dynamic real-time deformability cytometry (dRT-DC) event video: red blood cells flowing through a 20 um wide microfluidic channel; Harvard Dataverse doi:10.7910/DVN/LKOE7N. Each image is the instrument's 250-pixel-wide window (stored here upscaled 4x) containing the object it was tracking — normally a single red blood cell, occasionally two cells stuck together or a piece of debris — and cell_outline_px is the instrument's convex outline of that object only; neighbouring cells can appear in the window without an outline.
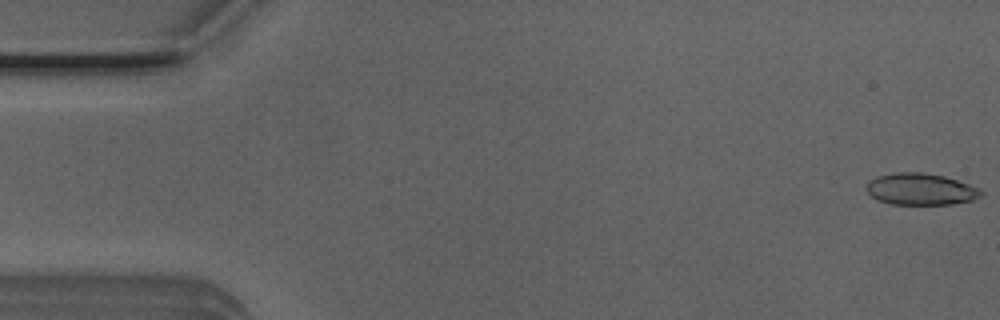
{"species": "Egyptian fruit bat (a non-hibernating species)", "species_latin": "Rousettus aegyptiacus", "temperature_condition": "room temperature", "stored_images_in_passage": 52, "camera_frame_rate_fps": 3000, "um_per_image_px": 0.085, "animal": {"sex": "male"}, "frame": {"image": 1, "passage_image": 1, "time_ms": 0.0, "image_size_px": [1000, 320], "cell_outline_px": [[984, 192], [980, 196], [972, 200], [952, 204], [888, 204], [876, 200], [864, 188], [868, 180], [876, 176], [896, 172], [924, 172], [944, 176], [980, 188]], "centroid_in_image_um": [78.21, 16.07], "position_along_channel_um": 6.8, "area_um2": 21.39}}
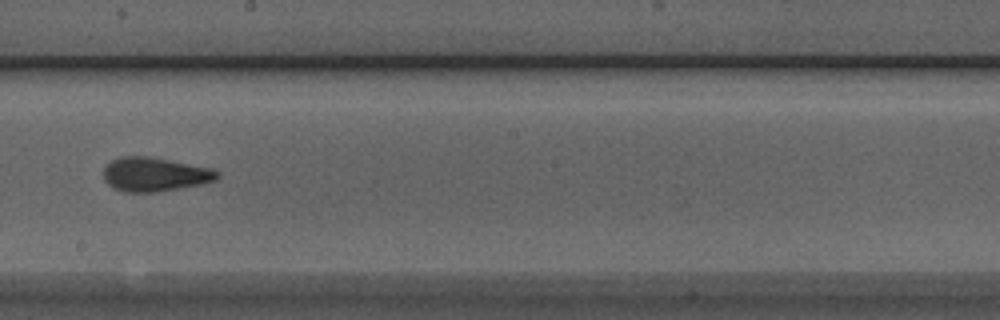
{"frame": {"image": 2, "passage_image": 29, "time_ms": 9.333, "image_size_px": [1000, 320], "cell_outline_px": [[220, 176], [216, 180], [204, 184], [156, 192], [124, 192], [112, 188], [104, 180], [104, 168], [112, 160], [120, 156], [148, 156], [212, 168], [220, 172]], "centroid_in_image_um": [13.17, 14.83], "position_along_channel_um": 235.0, "area_um2": 22.72}}
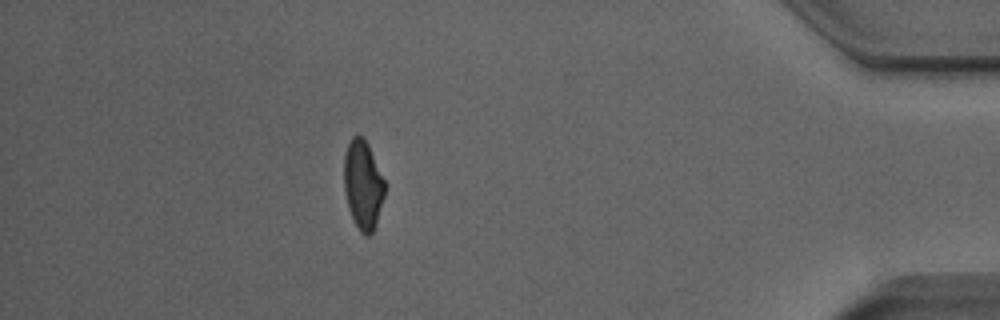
{"frame": {"image": 3, "passage_image": 46, "time_ms": 15.0, "image_size_px": [1000, 320], "cell_outline_px": [[384, 196], [376, 224], [372, 232], [368, 236], [364, 236], [360, 232], [352, 216], [344, 192], [344, 156], [348, 144], [352, 136], [364, 136], [368, 144], [384, 180]], "centroid_in_image_um": [30.84, 15.7], "position_along_channel_um": 404.4, "area_um2": 20.87}, "authors_computed_cell_mechanics": {"area_um2": 21.7617, "velocity_mm_per_s": 3.9206, "shape_relaxation_time_tau1_ms": 4.1621, "shape_relaxation_time_tau2_ms": 1.9587, "deformation_change_tau1": 0.1434, "deformation_change_tau2": 0.0962}}